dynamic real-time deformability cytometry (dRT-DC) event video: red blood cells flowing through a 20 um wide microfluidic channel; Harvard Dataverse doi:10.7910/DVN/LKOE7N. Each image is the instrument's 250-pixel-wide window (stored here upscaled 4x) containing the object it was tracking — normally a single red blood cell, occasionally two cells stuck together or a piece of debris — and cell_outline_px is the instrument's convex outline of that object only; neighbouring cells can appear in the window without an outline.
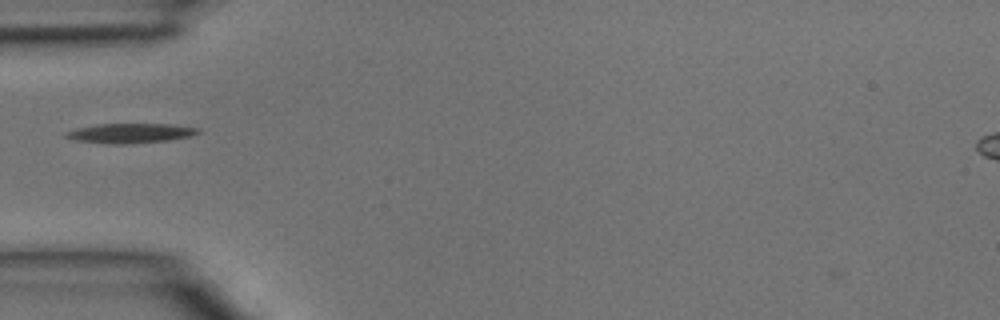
{"species": "common noctule bat (a hibernating species)", "species_latin": "Nyctalus noctula", "temperature_condition": "room temperature", "stored_images_in_passage": 4, "camera_frame_rate_fps": 3000, "um_per_image_px": 0.085, "animal": {"sex": "male", "body_mass_g": 15.6}, "frame": {"image": 1, "passage_image": 1, "time_ms": 0.0, "image_size_px": [1000, 320], "cell_outline_px": [[200, 132], [188, 136], [168, 140], [128, 144], [112, 144], [76, 140], [64, 136], [64, 132], [76, 128], [96, 124], [168, 124], [200, 128]], "centroid_in_image_um": [11.04, 11.32], "position_along_channel_um": 74.0, "area_um2": 15.03}}